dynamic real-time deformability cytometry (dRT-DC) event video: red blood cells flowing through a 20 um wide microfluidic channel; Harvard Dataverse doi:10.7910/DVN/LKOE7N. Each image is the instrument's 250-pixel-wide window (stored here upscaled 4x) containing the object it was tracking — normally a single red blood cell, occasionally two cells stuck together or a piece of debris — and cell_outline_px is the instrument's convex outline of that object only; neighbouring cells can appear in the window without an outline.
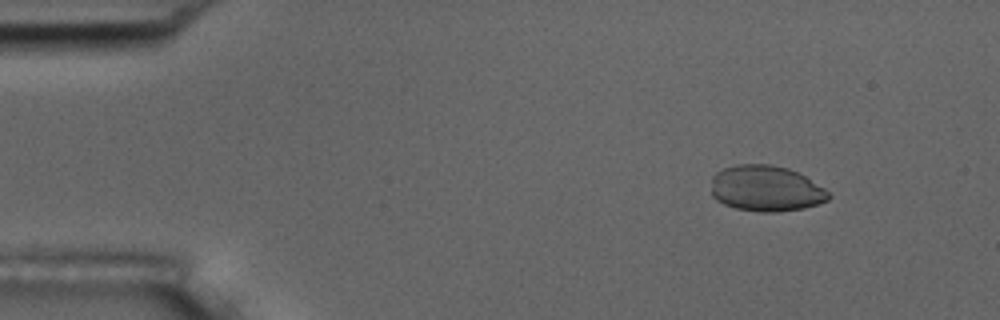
{"species": "common noctule bat (a hibernating species)", "species_latin": "Nyctalus noctula", "temperature_condition": "room temperature", "stored_images_in_passage": 5, "camera_frame_rate_fps": 3000, "um_per_image_px": 0.085, "animal": {"sex": "male", "body_mass_g": 17.5, "forearm_length_mm": 52.3}, "frame": {"image": 1, "passage_image": 2, "time_ms": 1.333, "image_size_px": [1000, 320], "cell_outline_px": [[832, 196], [828, 200], [804, 208], [776, 212], [760, 212], [736, 208], [724, 204], [716, 200], [712, 196], [712, 176], [716, 172], [724, 168], [736, 164], [772, 164], [788, 168], [804, 176], [824, 188]], "centroid_in_image_um": [65.09, 16.02], "position_along_channel_um": 19.9, "area_um2": 31.39}}